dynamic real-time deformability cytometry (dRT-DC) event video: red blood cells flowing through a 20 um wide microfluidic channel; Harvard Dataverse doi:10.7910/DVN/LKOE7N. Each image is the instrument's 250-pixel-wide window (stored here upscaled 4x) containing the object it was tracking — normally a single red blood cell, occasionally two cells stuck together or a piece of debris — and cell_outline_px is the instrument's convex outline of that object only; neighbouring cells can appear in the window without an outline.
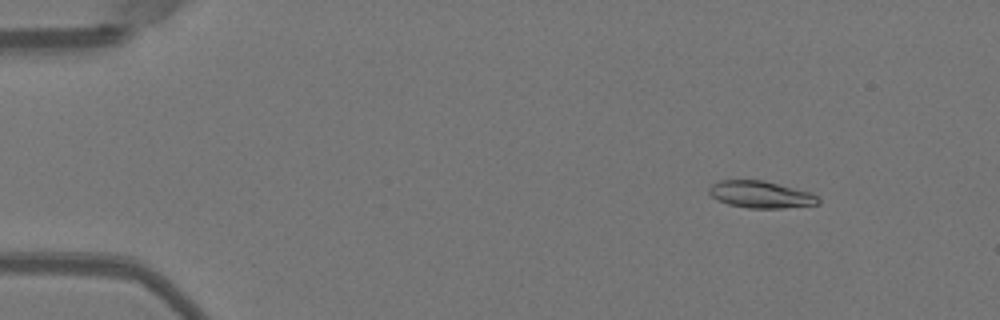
{"species": "Egyptian fruit bat (a non-hibernating species)", "species_latin": "Rousettus aegyptiacus", "temperature_condition": "warm", "stored_images_in_passage": 16, "camera_frame_rate_fps": 3000, "um_per_image_px": 0.085, "animal": {"sex": "female"}, "frame": {"image": 1, "passage_image": 7, "time_ms": 2.0, "image_size_px": [1000, 320], "cell_outline_px": [[820, 204], [784, 208], [748, 208], [728, 204], [716, 200], [708, 192], [708, 188], [712, 184], [720, 180], [764, 180], [812, 192], [820, 196]], "centroid_in_image_um": [64.7, 16.53], "position_along_channel_um": 20.3, "area_um2": 17.46}}
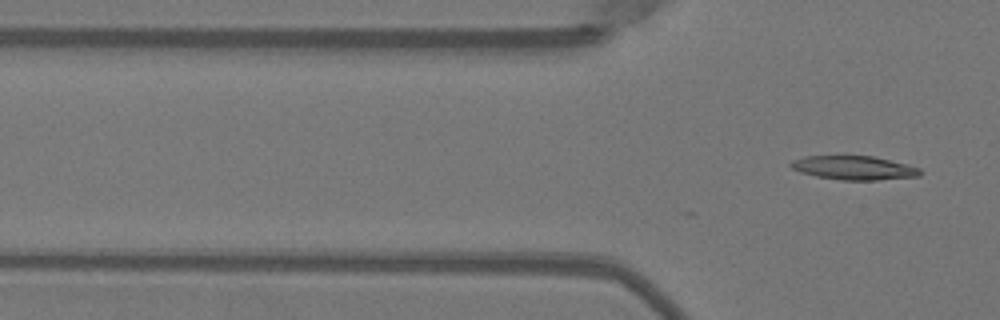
{"frame": {"image": 2, "passage_image": 16, "time_ms": 5.0, "image_size_px": [1000, 320], "cell_outline_px": [[920, 176], [876, 180], [840, 180], [816, 176], [800, 172], [792, 168], [788, 164], [792, 160], [804, 156], [872, 156], [920, 168]], "centroid_in_image_um": [72.53, 14.27], "position_along_channel_um": 53.3, "area_um2": 17.8}}